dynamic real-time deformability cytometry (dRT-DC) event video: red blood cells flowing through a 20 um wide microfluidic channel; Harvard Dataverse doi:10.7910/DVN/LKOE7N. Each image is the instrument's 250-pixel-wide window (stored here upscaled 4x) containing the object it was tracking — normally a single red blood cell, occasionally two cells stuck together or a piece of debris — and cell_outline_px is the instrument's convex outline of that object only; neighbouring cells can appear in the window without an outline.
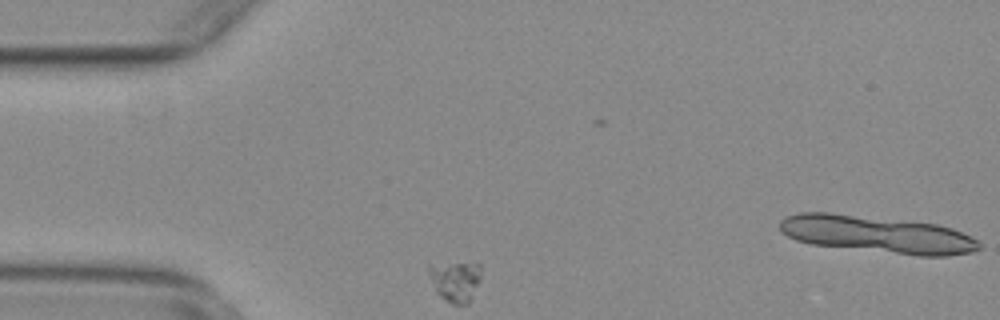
{"species": "common noctule bat (a hibernating species)", "species_latin": "Nyctalus noctula", "temperature_condition": "warm", "stored_images_in_passage": 39, "camera_frame_rate_fps": 3000, "um_per_image_px": 0.085, "animal": {"sex": "female", "body_mass_g": 29.2, "forearm_length_mm": 56.3}, "frame": {"image": 1, "passage_image": 1, "time_ms": 0.0, "image_size_px": [1000, 320], "cell_outline_px": [[480, 280], [468, 304], [452, 304], [444, 300], [436, 292], [428, 272], [428, 268], [456, 264], [480, 264]], "centroid_in_image_um": [38.74, 23.96], "position_along_channel_um": 46.3, "area_um2": 11.73}}
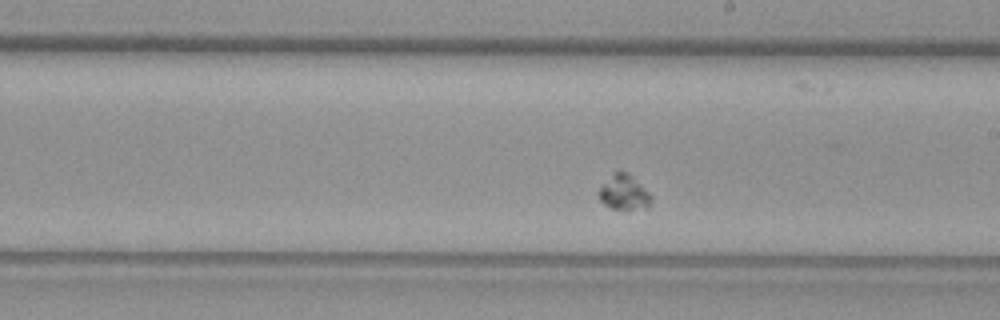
{"frame": {"image": 2, "passage_image": 19, "time_ms": 6.0, "image_size_px": [1000, 320], "cell_outline_px": [[652, 204], [648, 208], [612, 208], [604, 204], [596, 196], [596, 192], [620, 168], [628, 172], [652, 196]], "centroid_in_image_um": [53.04, 16.35], "position_along_channel_um": 236.0, "area_um2": 10.58}}
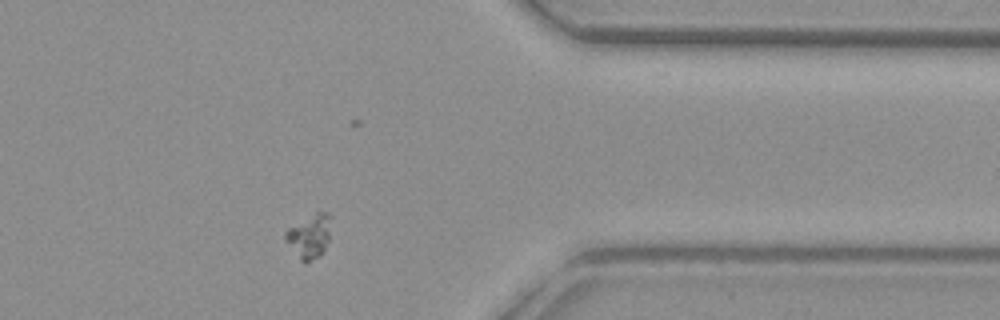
{"frame": {"image": 3, "passage_image": 33, "time_ms": 10.667, "image_size_px": [1000, 320], "cell_outline_px": [[332, 216], [328, 240], [324, 248], [316, 256], [304, 264], [300, 260], [284, 240], [284, 232], [288, 228], [316, 212], [328, 212]], "centroid_in_image_um": [26.28, 20.04], "position_along_channel_um": 385.1, "area_um2": 11.5}}